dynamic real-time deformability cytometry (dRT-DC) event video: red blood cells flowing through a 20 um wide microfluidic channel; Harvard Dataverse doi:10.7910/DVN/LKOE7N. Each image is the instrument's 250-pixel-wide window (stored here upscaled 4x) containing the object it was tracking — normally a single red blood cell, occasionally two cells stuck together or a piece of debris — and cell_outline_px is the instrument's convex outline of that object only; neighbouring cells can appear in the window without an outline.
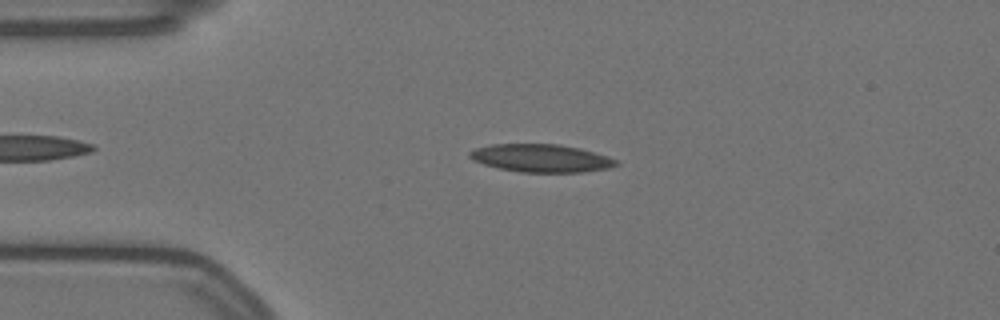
{"species": "Egyptian fruit bat (a non-hibernating species)", "species_latin": "Rousettus aegyptiacus", "temperature_condition": "warm", "stored_images_in_passage": 55, "camera_frame_rate_fps": 3000, "um_per_image_px": 0.085, "animal": {"sex": "female"}, "frame": {"image": 1, "passage_image": 11, "time_ms": 3.333, "image_size_px": [1000, 320], "cell_outline_px": [[620, 164], [608, 168], [584, 172], [520, 172], [500, 168], [484, 164], [472, 160], [468, 156], [468, 152], [476, 148], [492, 144], [560, 144], [580, 148], [608, 156], [616, 160]], "centroid_in_image_um": [46.0, 13.44], "position_along_channel_um": 39.0, "area_um2": 23.81}}
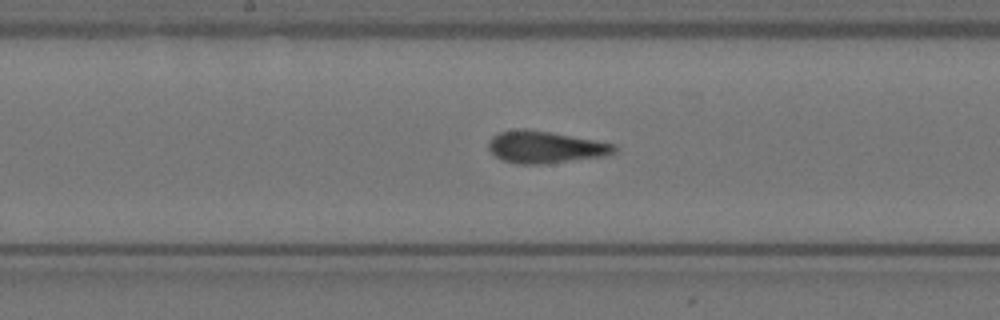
{"frame": {"image": 2, "passage_image": 27, "time_ms": 8.667, "image_size_px": [1000, 320], "cell_outline_px": [[616, 152], [608, 156], [544, 164], [516, 164], [504, 160], [496, 156], [488, 148], [488, 140], [492, 136], [500, 132], [516, 128], [524, 128], [552, 132], [596, 140], [616, 144]], "centroid_in_image_um": [46.37, 12.5], "position_along_channel_um": 201.8, "area_um2": 23.81}}
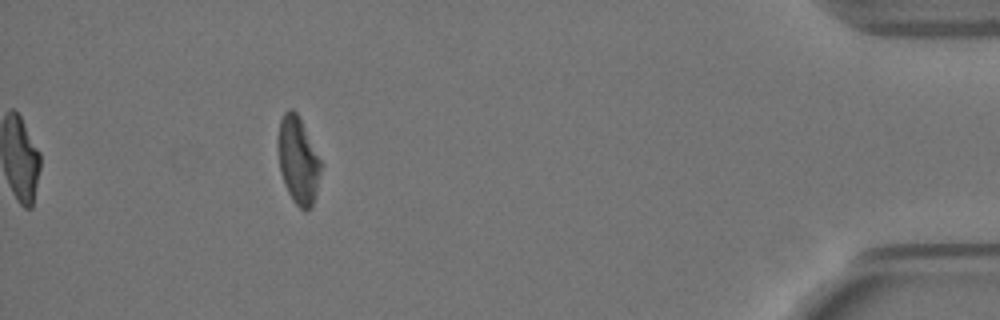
{"frame": {"image": 3, "passage_image": 50, "time_ms": 16.333, "image_size_px": [1000, 320], "cell_outline_px": [[320, 172], [316, 192], [312, 208], [304, 212], [292, 200], [284, 184], [280, 172], [276, 148], [276, 136], [280, 120], [284, 112], [288, 108], [292, 108], [296, 112], [320, 160]], "centroid_in_image_um": [25.28, 13.64], "position_along_channel_um": 409.9, "area_um2": 21.79}, "authors_computed_cell_mechanics": {"area_um2": 23.2934, "velocity_mm_per_s": 3.5062, "shape_relaxation_time_tau1_ms": 5.3082, "shape_relaxation_time_tau2_ms": 2.3528, "deformation_change_tau1": 0.1476, "deformation_change_tau2": 0.1101}}